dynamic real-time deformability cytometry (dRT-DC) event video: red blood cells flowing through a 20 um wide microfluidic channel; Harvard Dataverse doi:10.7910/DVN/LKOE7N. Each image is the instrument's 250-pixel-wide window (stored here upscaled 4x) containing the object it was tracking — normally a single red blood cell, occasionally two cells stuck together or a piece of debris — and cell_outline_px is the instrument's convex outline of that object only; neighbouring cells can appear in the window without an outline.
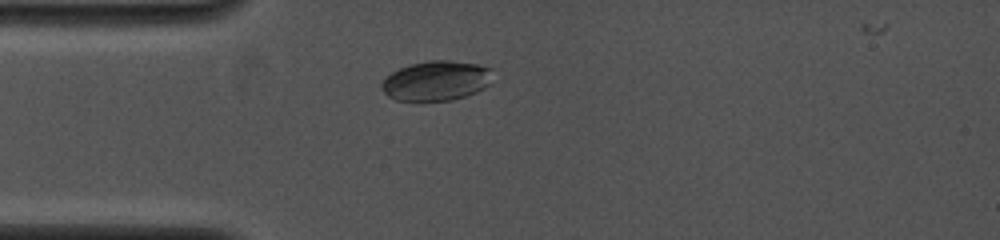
{"species": "common noctule bat (a hibernating species)", "species_latin": "Nyctalus noctula", "temperature_condition": "cold", "stored_images_in_passage": 26, "camera_frame_rate_fps": 4000, "um_per_image_px": 0.085, "animal": {"sex": "female", "body_mass_g": 19.0, "forearm_length_mm": 53.3}, "frame": {"image": 1, "passage_image": 7, "time_ms": 2.25, "image_size_px": [1000, 240], "cell_outline_px": [[492, 68], [488, 84], [484, 88], [476, 92], [452, 100], [396, 100], [388, 96], [380, 88], [380, 84], [392, 72], [408, 64], [428, 60], [448, 60], [476, 64]], "centroid_in_image_um": [37.05, 6.85], "position_along_channel_um": 47.9, "area_um2": 25.55}}
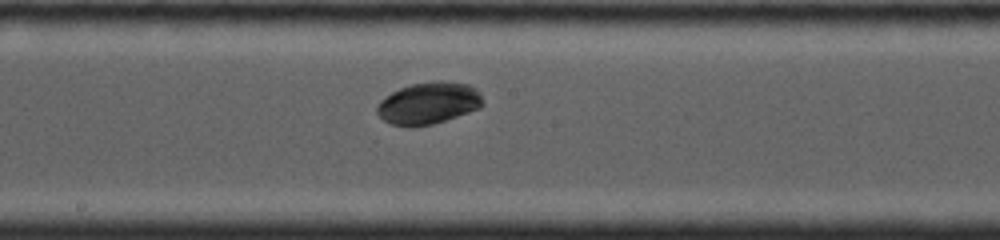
{"frame": {"image": 2, "passage_image": 15, "time_ms": 6.5, "image_size_px": [1000, 240], "cell_outline_px": [[484, 104], [480, 108], [432, 124], [412, 128], [392, 124], [384, 120], [376, 112], [376, 108], [380, 100], [392, 92], [400, 88], [412, 84], [436, 80], [440, 80], [468, 84], [476, 88], [480, 92], [484, 100]], "centroid_in_image_um": [36.44, 8.76], "position_along_channel_um": 211.8, "area_um2": 26.01}}
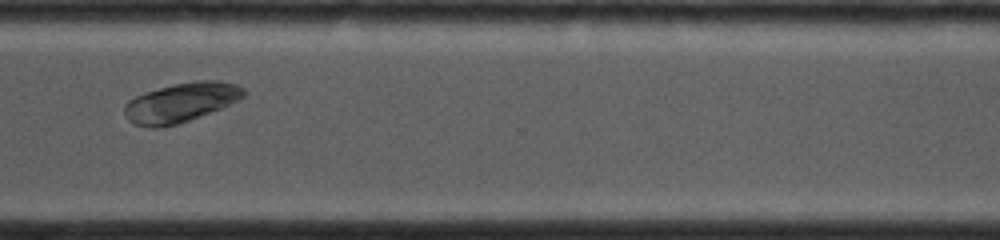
{"frame": {"image": 3, "passage_image": 22, "time_ms": 10.0, "image_size_px": [1000, 240], "cell_outline_px": [[244, 96], [220, 108], [188, 120], [176, 124], [160, 128], [148, 128], [132, 124], [124, 116], [124, 104], [128, 100], [144, 92], [176, 84], [196, 80], [216, 80], [236, 84], [244, 88]], "centroid_in_image_um": [15.3, 8.72], "position_along_channel_um": 355.3, "area_um2": 27.17}, "authors_computed_cell_mechanics": {"area_um2": 26.5591, "velocity_mm_per_s": 4.0879, "shape_relaxation_time_tau1_ms": 1.0083, "shape_relaxation_time_tau2_ms": null, "deformation_change_tau1": 0.0526, "deformation_change_tau2": null}}